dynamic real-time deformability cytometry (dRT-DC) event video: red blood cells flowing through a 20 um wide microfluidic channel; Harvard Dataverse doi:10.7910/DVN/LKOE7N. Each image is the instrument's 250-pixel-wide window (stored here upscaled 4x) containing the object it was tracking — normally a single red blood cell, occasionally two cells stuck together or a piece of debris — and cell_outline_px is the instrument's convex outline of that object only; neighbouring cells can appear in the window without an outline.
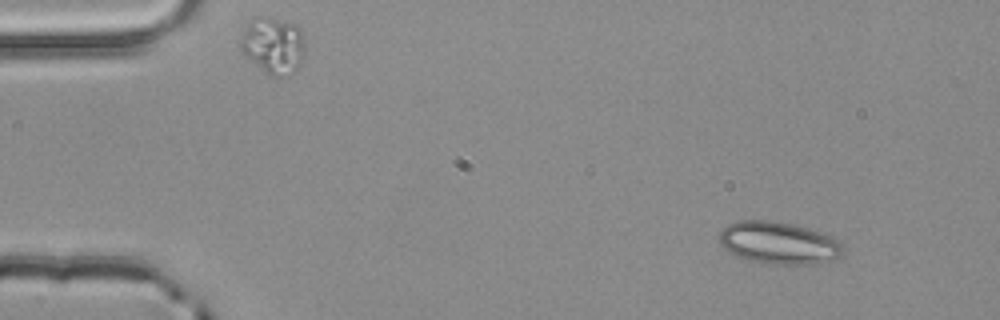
{"species": "common noctule bat (a hibernating species)", "species_latin": "Nyctalus noctula", "temperature_condition": "room temperature", "stored_images_in_passage": 3, "camera_frame_rate_fps": 3000, "um_per_image_px": 0.085, "animal": {"sex": "male", "body_mass_g": 20.4}, "frame": {"image": 1, "passage_image": 1, "time_ms": 0.0, "image_size_px": [1000, 320], "cell_outline_px": [[844, 252], [840, 256], [808, 264], [772, 264], [748, 260], [736, 256], [724, 248], [720, 244], [720, 232], [728, 224], [740, 220], [768, 220], [792, 224], [824, 232], [832, 236], [840, 244]], "centroid_in_image_um": [66.16, 20.63], "position_along_channel_um": 18.8, "area_um2": 30.17}}